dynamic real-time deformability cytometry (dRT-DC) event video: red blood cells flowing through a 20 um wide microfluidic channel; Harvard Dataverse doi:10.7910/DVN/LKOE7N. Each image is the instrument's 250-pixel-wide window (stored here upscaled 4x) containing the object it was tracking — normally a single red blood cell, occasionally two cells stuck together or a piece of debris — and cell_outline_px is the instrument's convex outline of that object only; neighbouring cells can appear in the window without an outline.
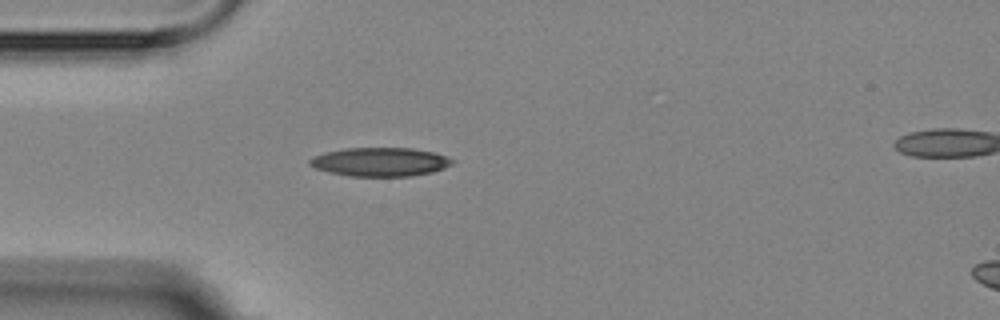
{"species": "Egyptian fruit bat (a non-hibernating species)", "species_latin": "Rousettus aegyptiacus", "temperature_condition": "room temperature", "stored_images_in_passage": 2, "segment_of_instrument_passage": [1, 2], "camera_frame_rate_fps": 3000, "um_per_image_px": 0.085, "animal": {"sex": "female"}, "frame": {"image": 1, "passage_image": 1, "time_ms": 0.0, "image_size_px": [1000, 320], "cell_outline_px": [[456, 160], [452, 164], [444, 168], [432, 172], [412, 176], [348, 176], [328, 172], [316, 168], [308, 164], [308, 160], [312, 156], [324, 152], [344, 148], [412, 148], [432, 152], [448, 156]], "centroid_in_image_um": [32.3, 13.76], "position_along_channel_um": 52.7, "area_um2": 24.1}}